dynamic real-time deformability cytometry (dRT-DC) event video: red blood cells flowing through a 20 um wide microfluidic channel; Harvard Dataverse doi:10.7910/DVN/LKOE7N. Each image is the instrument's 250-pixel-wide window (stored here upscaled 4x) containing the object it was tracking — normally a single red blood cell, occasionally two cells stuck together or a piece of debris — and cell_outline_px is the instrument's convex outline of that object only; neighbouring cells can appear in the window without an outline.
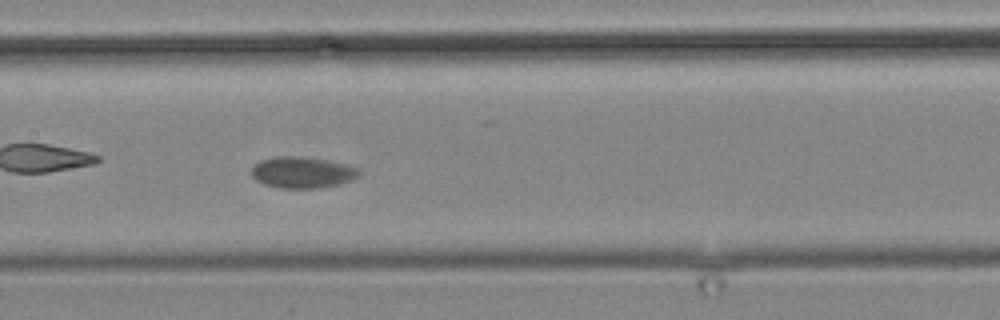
{"species": "common noctule bat (a hibernating species)", "species_latin": "Nyctalus noctula", "temperature_condition": "cold", "stored_images_in_passage": 13, "camera_frame_rate_fps": 3000, "um_per_image_px": 0.085, "animal": {"sex": "male", "body_mass_g": 19.2, "forearm_length_mm": 51.8}, "frame": {"image": 1, "passage_image": 13, "time_ms": 15.0, "image_size_px": [1000, 320], "cell_outline_px": [[360, 172], [352, 180], [340, 184], [316, 188], [280, 188], [264, 184], [256, 180], [252, 176], [252, 164], [260, 160], [276, 156], [296, 156], [324, 160], [348, 164], [360, 168]], "centroid_in_image_um": [25.68, 14.65], "position_along_channel_um": 181.7, "area_um2": 19.65}}